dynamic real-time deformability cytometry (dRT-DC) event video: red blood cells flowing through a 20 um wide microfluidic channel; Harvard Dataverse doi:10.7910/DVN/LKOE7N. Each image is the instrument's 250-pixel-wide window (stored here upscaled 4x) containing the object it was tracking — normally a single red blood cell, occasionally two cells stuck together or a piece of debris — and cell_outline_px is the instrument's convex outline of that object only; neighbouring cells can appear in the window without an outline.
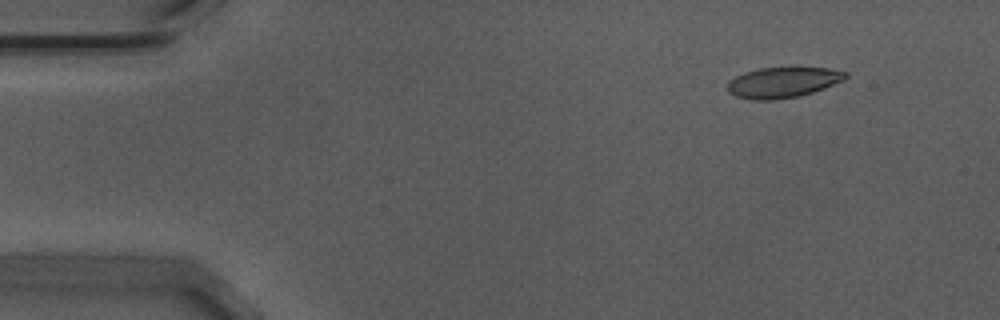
{"species": "Egyptian fruit bat (a non-hibernating species)", "species_latin": "Rousettus aegyptiacus", "temperature_condition": "warm", "stored_images_in_passage": 51, "camera_frame_rate_fps": 3000, "um_per_image_px": 0.085, "animal": {"sex": "male"}, "frame": {"image": 1, "passage_image": 6, "time_ms": 1.667, "image_size_px": [1000, 320], "cell_outline_px": [[848, 76], [844, 80], [824, 88], [800, 96], [772, 100], [752, 100], [736, 96], [728, 92], [728, 80], [744, 72], [760, 68], [792, 64], [828, 68], [848, 72]], "centroid_in_image_um": [66.58, 6.95], "position_along_channel_um": 18.4, "area_um2": 21.96}}
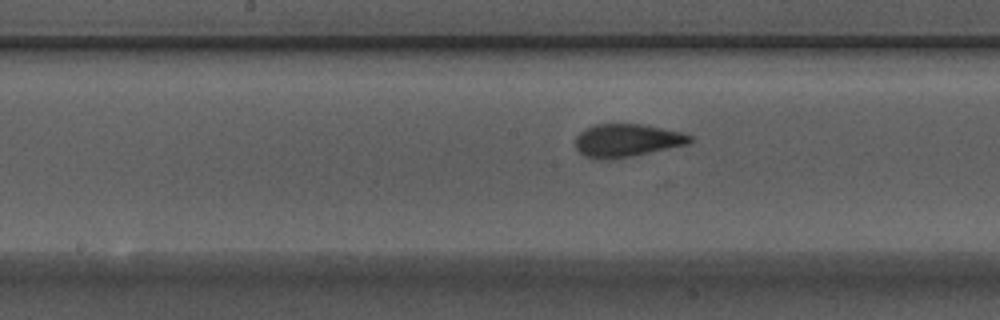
{"frame": {"image": 2, "passage_image": 28, "time_ms": 9.0, "image_size_px": [1000, 320], "cell_outline_px": [[692, 140], [688, 144], [632, 156], [608, 160], [592, 160], [584, 156], [576, 148], [576, 136], [580, 132], [596, 124], [640, 124], [680, 132], [692, 136]], "centroid_in_image_um": [53.24, 11.96], "position_along_channel_um": 195.0, "area_um2": 21.91}}
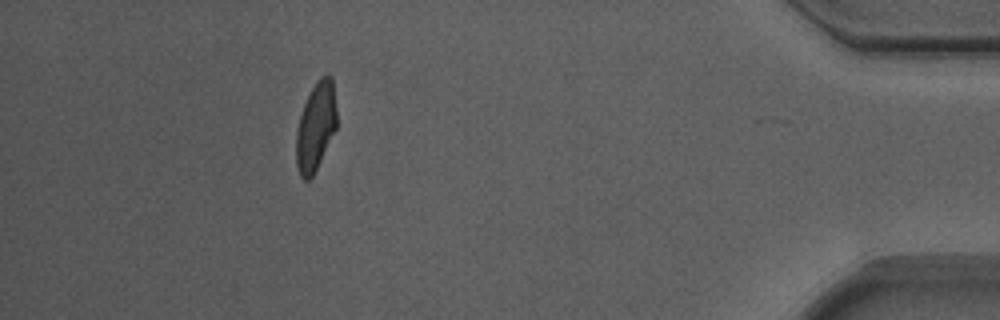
{"frame": {"image": 3, "passage_image": 50, "time_ms": 16.333, "image_size_px": [1000, 320], "cell_outline_px": [[336, 128], [312, 176], [308, 180], [304, 180], [300, 176], [296, 164], [296, 132], [300, 116], [304, 104], [316, 80], [320, 76], [328, 72], [332, 76], [336, 108]], "centroid_in_image_um": [26.83, 10.7], "position_along_channel_um": 408.4, "area_um2": 20.69}, "authors_computed_cell_mechanics": {"area_um2": 21.7906, "velocity_mm_per_s": 3.7055, "shape_relaxation_time_tau1_ms": 4.8616, "shape_relaxation_time_tau2_ms": 0.8842, "deformation_change_tau1": 0.1775, "deformation_change_tau2": 0.0704}}